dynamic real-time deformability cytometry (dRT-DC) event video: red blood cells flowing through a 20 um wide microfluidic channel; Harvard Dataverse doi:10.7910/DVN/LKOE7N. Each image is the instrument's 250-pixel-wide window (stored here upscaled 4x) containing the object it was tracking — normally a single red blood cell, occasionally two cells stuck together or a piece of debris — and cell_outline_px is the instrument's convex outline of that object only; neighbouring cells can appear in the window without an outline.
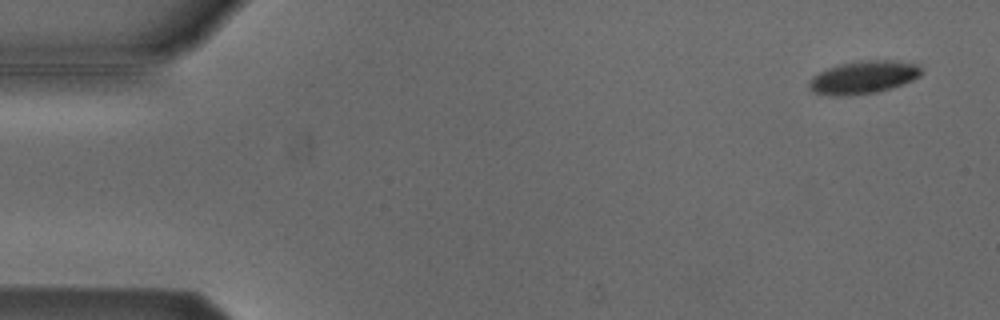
{"species": "Egyptian fruit bat (a non-hibernating species)", "species_latin": "Rousettus aegyptiacus", "temperature_condition": "cold", "stored_images_in_passage": 6, "segment_of_instrument_passage": [2, 2], "camera_frame_rate_fps": 3000, "um_per_image_px": 0.085, "animal": {"sex": "male"}, "frame": {"image": 1, "passage_image": 6, "time_ms": 1.667, "image_size_px": [1000, 320], "cell_outline_px": [[920, 76], [912, 80], [876, 92], [840, 96], [832, 96], [812, 92], [808, 88], [808, 80], [812, 76], [828, 68], [840, 64], [868, 60], [896, 60], [920, 64]], "centroid_in_image_um": [73.35, 6.56], "position_along_channel_um": 11.7, "area_um2": 21.33}}